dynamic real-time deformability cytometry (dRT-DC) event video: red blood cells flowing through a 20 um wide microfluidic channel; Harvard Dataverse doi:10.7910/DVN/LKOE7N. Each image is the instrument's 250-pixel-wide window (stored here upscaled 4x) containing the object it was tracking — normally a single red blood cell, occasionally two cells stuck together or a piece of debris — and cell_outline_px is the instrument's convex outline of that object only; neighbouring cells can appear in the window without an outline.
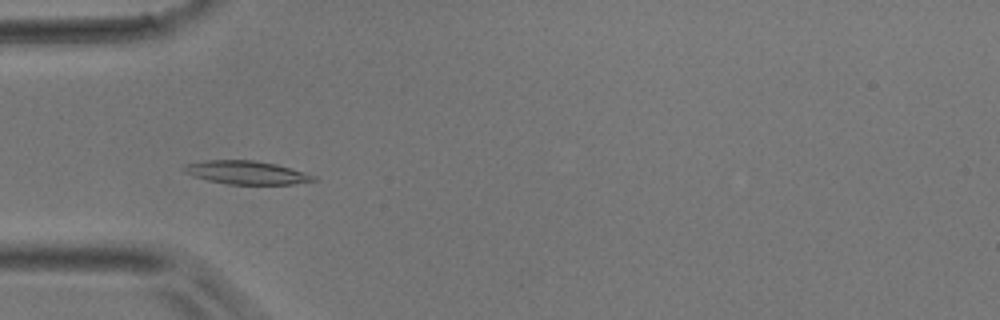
{"species": "common noctule bat (a hibernating species)", "species_latin": "Nyctalus noctula", "temperature_condition": "room temperature", "stored_images_in_passage": 35, "camera_frame_rate_fps": 3000, "um_per_image_px": 0.085, "animal": {"sex": "male", "body_mass_g": 17.9}, "frame": {"image": 1, "passage_image": 1, "time_ms": 0.0, "image_size_px": [1000, 320], "cell_outline_px": [[320, 180], [292, 184], [228, 184], [208, 180], [192, 176], [184, 172], [180, 168], [184, 164], [204, 160], [252, 160], [276, 164], [304, 172], [316, 176]], "centroid_in_image_um": [20.92, 14.66], "position_along_channel_um": 64.1, "area_um2": 17.74}}
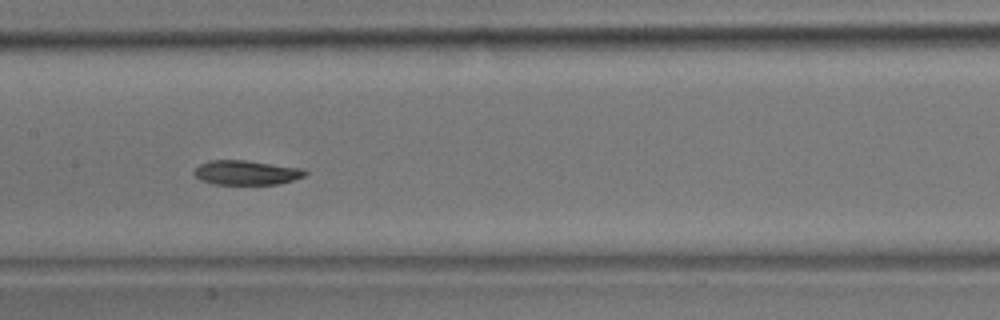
{"frame": {"image": 2, "passage_image": 10, "time_ms": 3.0, "image_size_px": [1000, 320], "cell_outline_px": [[308, 172], [304, 176], [280, 184], [212, 184], [200, 180], [192, 172], [200, 164], [212, 160], [244, 160], [304, 168]], "centroid_in_image_um": [20.95, 14.67], "position_along_channel_um": 186.5, "area_um2": 15.84}}
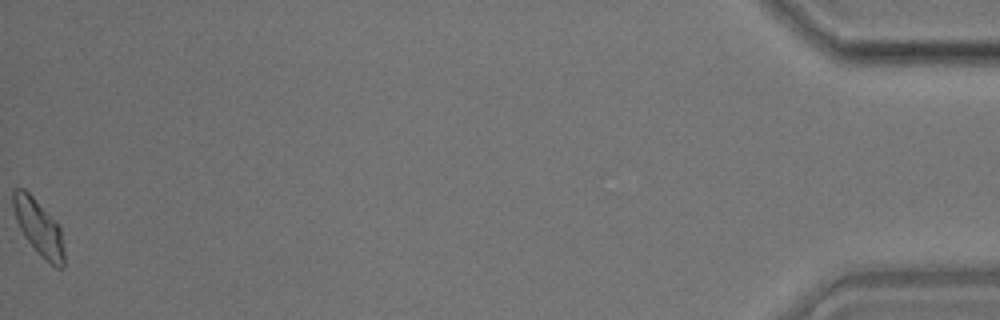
{"frame": {"image": 3, "passage_image": 35, "time_ms": 11.333, "image_size_px": [1000, 320], "cell_outline_px": [[64, 268], [56, 268], [24, 236], [16, 220], [12, 208], [12, 192], [16, 188], [24, 188], [56, 220], [60, 228], [64, 252]], "centroid_in_image_um": [3.28, 19.27], "position_along_channel_um": 431.9, "area_um2": 16.18}}